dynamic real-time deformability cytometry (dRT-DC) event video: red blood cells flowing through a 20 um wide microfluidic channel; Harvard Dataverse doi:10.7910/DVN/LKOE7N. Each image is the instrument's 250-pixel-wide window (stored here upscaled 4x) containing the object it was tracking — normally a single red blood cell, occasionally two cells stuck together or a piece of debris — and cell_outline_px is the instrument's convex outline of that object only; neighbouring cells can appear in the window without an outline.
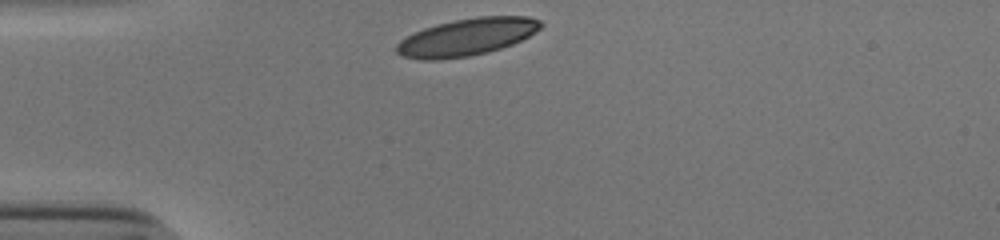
{"species": "human", "species_latin": "Homo sapiens", "temperature_condition": "cold", "stored_images_in_passage": 30, "camera_frame_rate_fps": 3000, "um_per_image_px": 0.085, "donor": {"sex": "male"}, "frame": {"image": 1, "passage_image": 1, "time_ms": 0.0, "image_size_px": [1000, 240], "cell_outline_px": [[544, 24], [536, 32], [512, 44], [488, 52], [468, 56], [440, 60], [420, 60], [400, 56], [396, 52], [396, 44], [400, 40], [424, 28], [436, 24], [456, 20], [480, 16], [528, 16], [540, 20]], "centroid_in_image_um": [39.67, 3.16], "position_along_channel_um": 45.3, "area_um2": 31.27}}
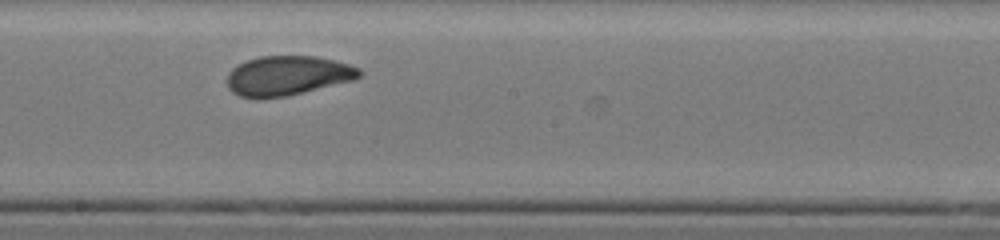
{"frame": {"image": 2, "passage_image": 17, "time_ms": 5.333, "image_size_px": [1000, 240], "cell_outline_px": [[364, 72], [360, 76], [352, 80], [288, 96], [256, 100], [240, 96], [232, 92], [228, 88], [228, 72], [232, 68], [248, 60], [260, 56], [316, 56], [348, 64], [360, 68]], "centroid_in_image_um": [24.42, 6.45], "position_along_channel_um": 223.8, "area_um2": 30.63}}
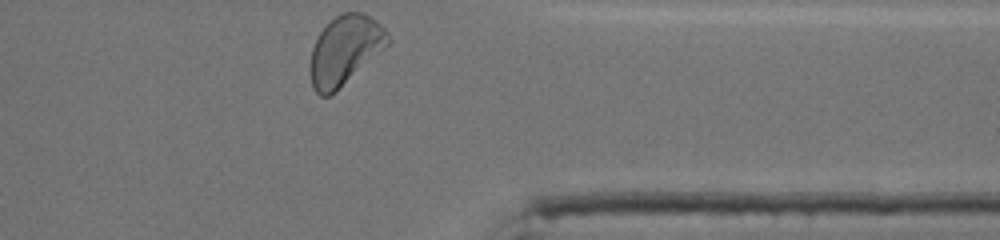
{"frame": {"image": 3, "passage_image": 30, "time_ms": 9.667, "image_size_px": [1000, 240], "cell_outline_px": [[392, 40], [388, 44], [336, 92], [328, 96], [320, 96], [312, 88], [308, 72], [308, 64], [312, 48], [320, 32], [336, 16], [344, 12], [364, 12], [376, 20], [388, 32]], "centroid_in_image_um": [29.28, 4.29], "position_along_channel_um": 382.1, "area_um2": 31.44}, "authors_computed_cell_mechanics": {"area_um2": 30.7207, "velocity_mm_per_s": 3.8208, "shape_relaxation_time_tau1_ms": 3.0852, "shape_relaxation_time_tau2_ms": 1.0221, "deformation_change_tau1": 0.1283, "deformation_change_tau2": 0.0622}}